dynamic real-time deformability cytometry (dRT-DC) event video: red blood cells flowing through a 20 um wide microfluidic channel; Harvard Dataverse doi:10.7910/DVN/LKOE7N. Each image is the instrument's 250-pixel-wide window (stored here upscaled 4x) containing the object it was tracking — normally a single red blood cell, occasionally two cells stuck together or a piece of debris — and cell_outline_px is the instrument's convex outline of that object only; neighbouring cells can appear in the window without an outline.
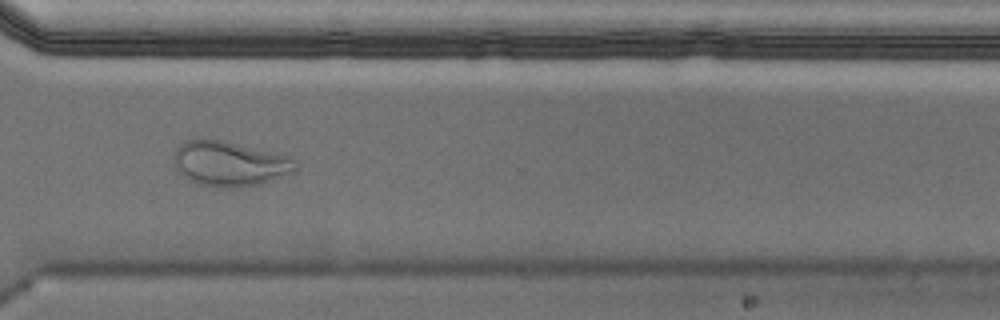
{"species": "Egyptian fruit bat (a non-hibernating species)", "species_latin": "Rousettus aegyptiacus", "temperature_condition": "cold", "stored_images_in_passage": 51, "camera_frame_rate_fps": 3000, "um_per_image_px": 0.085, "animal": {"sex": "male"}, "frame": {"image": 1, "passage_image": 37, "time_ms": 12.0, "image_size_px": [1000, 320], "cell_outline_px": [[296, 172], [260, 184], [232, 188], [220, 188], [200, 184], [184, 176], [176, 168], [176, 148], [184, 140], [224, 140], [292, 156], [296, 160]], "centroid_in_image_um": [19.61, 13.91], "position_along_channel_um": 351.0, "area_um2": 31.79}, "authors_computed_cell_mechanics": {"area_um2": 22.3686, "velocity_mm_per_s": 3.5359, "shape_relaxation_time_tau1_ms": null, "shape_relaxation_time_tau2_ms": 1.8227, "deformation_change_tau1": null, "deformation_change_tau2": 0.0925}}